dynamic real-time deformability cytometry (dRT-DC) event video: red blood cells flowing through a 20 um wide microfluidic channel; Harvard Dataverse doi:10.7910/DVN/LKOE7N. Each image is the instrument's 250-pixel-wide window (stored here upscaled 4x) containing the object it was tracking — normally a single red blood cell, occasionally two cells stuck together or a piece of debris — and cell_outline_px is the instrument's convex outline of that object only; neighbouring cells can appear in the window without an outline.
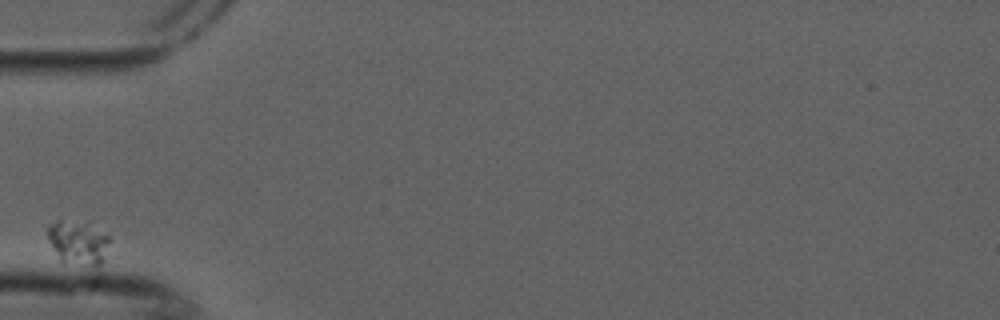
{"species": "common noctule bat (a hibernating species)", "species_latin": "Nyctalus noctula", "temperature_condition": "cold", "stored_images_in_passage": 4, "camera_frame_rate_fps": 3000, "um_per_image_px": 0.085, "animal": {"sex": "male", "forearm_length_mm": 52.5}, "frame": {"image": 1, "passage_image": 1, "time_ms": 0.0, "image_size_px": [1000, 320], "cell_outline_px": [[112, 240], [100, 264], [84, 264], [60, 260], [48, 240], [48, 224], [56, 220], [88, 220], [108, 236]], "centroid_in_image_um": [6.65, 20.52], "position_along_channel_um": 78.4, "area_um2": 15.95}}
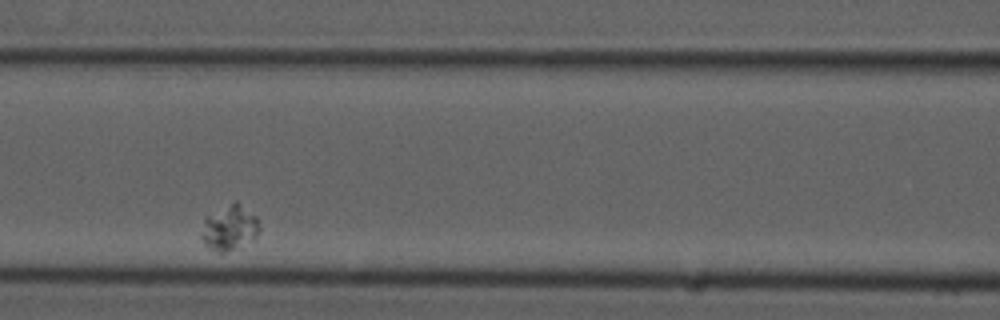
{"frame": {"image": 2, "passage_image": 3, "time_ms": 0.667, "image_size_px": [1000, 320], "cell_outline_px": [[260, 228], [256, 236], [252, 240], [224, 252], [220, 252], [208, 248], [204, 244], [200, 236], [204, 216], [232, 200], [236, 200], [256, 216], [260, 220]], "centroid_in_image_um": [19.48, 19.3], "position_along_channel_um": 147.1, "area_um2": 15.61}}
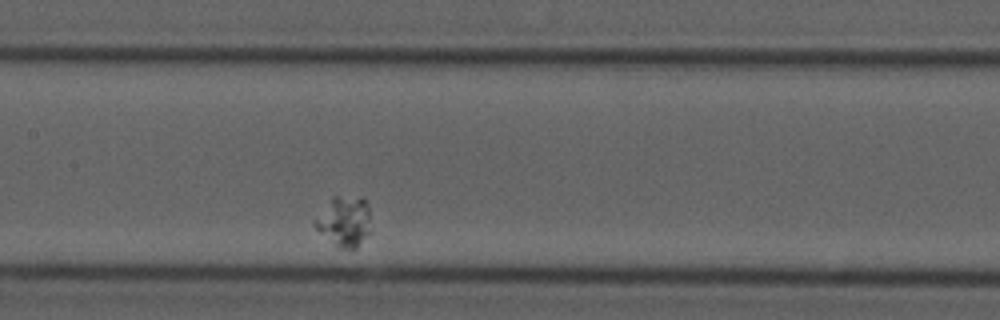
{"frame": {"image": 3, "passage_image": 4, "time_ms": 1.0, "image_size_px": [1000, 320], "cell_outline_px": [[372, 232], [356, 248], [336, 248], [312, 224], [312, 220], [332, 196], [364, 196], [368, 204]], "centroid_in_image_um": [29.28, 18.8], "position_along_channel_um": 178.1, "area_um2": 17.05}}